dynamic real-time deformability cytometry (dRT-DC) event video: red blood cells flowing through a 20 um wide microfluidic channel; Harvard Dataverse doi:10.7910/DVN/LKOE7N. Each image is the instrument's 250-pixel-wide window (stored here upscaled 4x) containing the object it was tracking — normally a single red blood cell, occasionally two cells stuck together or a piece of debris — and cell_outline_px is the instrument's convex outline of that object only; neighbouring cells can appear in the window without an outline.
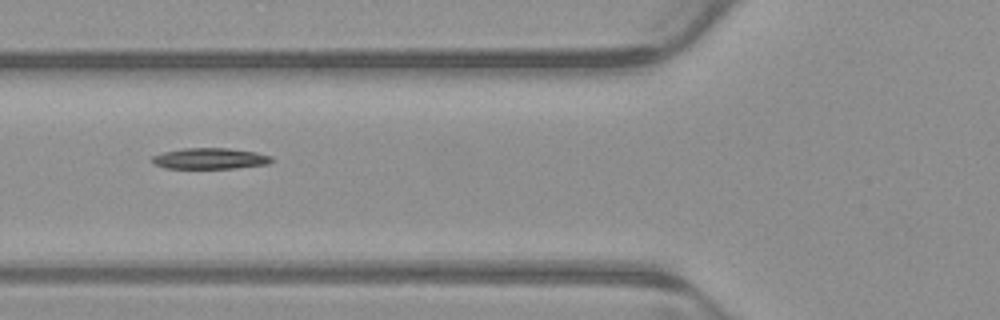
{"species": "common noctule bat (a hibernating species)", "species_latin": "Nyctalus noctula", "temperature_condition": "warm", "stored_images_in_passage": 5, "camera_frame_rate_fps": 3000, "um_per_image_px": 0.085, "animal": {"sex": "male", "body_mass_g": 23.1, "forearm_length_mm": 52.7}, "frame": {"image": 1, "passage_image": 4, "time_ms": 1.0, "image_size_px": [1000, 320], "cell_outline_px": [[272, 160], [268, 164], [232, 168], [164, 168], [152, 164], [152, 156], [164, 152], [184, 148], [228, 148], [256, 152], [272, 156]], "centroid_in_image_um": [17.82, 13.47], "position_along_channel_um": 108.0, "area_um2": 14.57}}
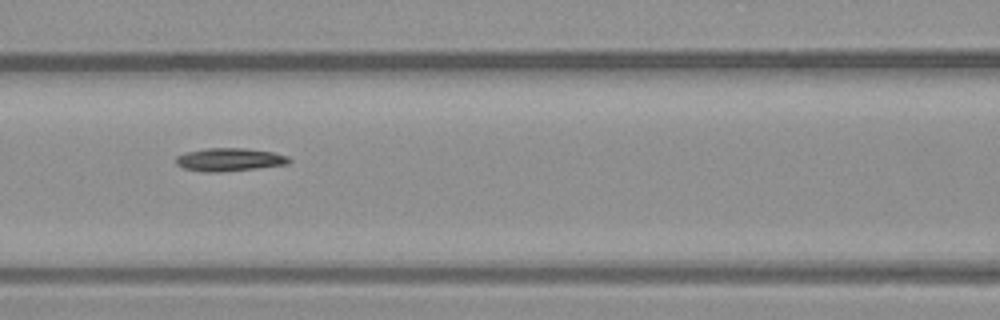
{"frame": {"image": 2, "passage_image": 5, "time_ms": 1.333, "image_size_px": [1000, 320], "cell_outline_px": [[292, 160], [288, 164], [256, 168], [220, 172], [204, 172], [184, 168], [176, 164], [176, 156], [188, 152], [208, 148], [244, 148], [272, 152], [288, 156]], "centroid_in_image_um": [19.51, 13.57], "position_along_channel_um": 147.1, "area_um2": 15.09}}